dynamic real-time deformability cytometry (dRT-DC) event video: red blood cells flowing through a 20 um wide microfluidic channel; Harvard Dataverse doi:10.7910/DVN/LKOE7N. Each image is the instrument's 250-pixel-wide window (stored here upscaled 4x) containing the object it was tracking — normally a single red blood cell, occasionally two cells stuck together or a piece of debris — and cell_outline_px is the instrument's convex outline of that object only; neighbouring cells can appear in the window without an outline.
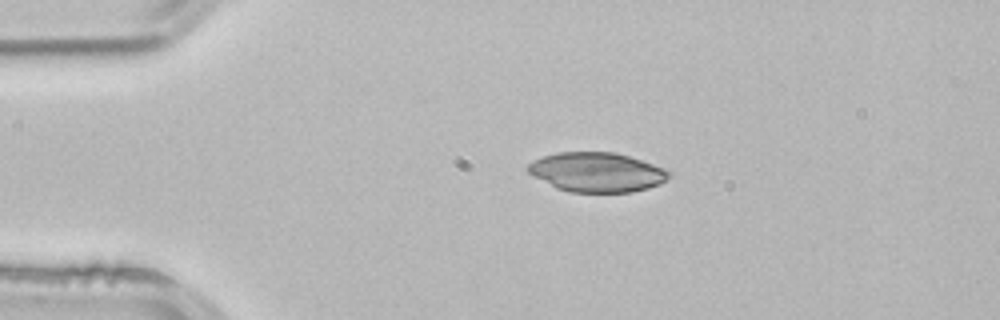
{"species": "common noctule bat (a hibernating species)", "species_latin": "Nyctalus noctula", "temperature_condition": "room temperature", "stored_images_in_passage": 3, "camera_frame_rate_fps": 3000, "um_per_image_px": 0.085, "animal": {"sex": "male", "body_mass_g": 21.5, "forearm_length_mm": 52.0}, "frame": {"image": 1, "passage_image": 2, "time_ms": 0.333, "image_size_px": [1000, 320], "cell_outline_px": [[672, 176], [660, 184], [648, 188], [632, 192], [568, 192], [556, 188], [532, 176], [528, 172], [528, 164], [532, 160], [556, 152], [616, 152], [652, 164], [672, 172]], "centroid_in_image_um": [50.72, 14.64], "position_along_channel_um": 34.3, "area_um2": 32.54}}